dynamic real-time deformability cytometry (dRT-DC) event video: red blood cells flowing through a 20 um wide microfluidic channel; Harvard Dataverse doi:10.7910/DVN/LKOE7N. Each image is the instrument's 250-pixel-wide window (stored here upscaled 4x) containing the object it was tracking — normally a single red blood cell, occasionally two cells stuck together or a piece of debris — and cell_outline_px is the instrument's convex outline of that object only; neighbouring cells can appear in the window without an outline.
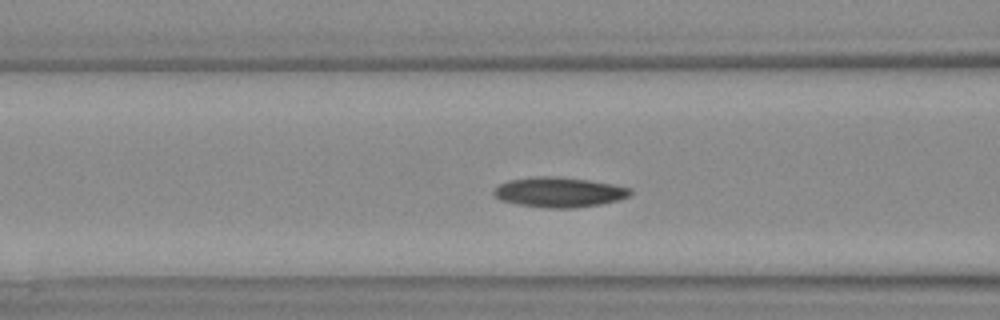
{"species": "Egyptian fruit bat (a non-hibernating species)", "species_latin": "Rousettus aegyptiacus", "temperature_condition": "warm", "stored_images_in_passage": 35, "camera_frame_rate_fps": 3000, "um_per_image_px": 0.085, "animal": {"sex": "female"}, "frame": {"image": 1, "passage_image": 11, "time_ms": 3.333, "image_size_px": [1000, 320], "cell_outline_px": [[632, 196], [620, 200], [600, 204], [576, 208], [544, 208], [516, 204], [500, 200], [492, 196], [492, 192], [500, 184], [508, 180], [532, 176], [560, 176], [588, 180], [612, 184], [632, 188]], "centroid_in_image_um": [47.52, 16.34], "position_along_channel_um": 119.1, "area_um2": 24.33}}
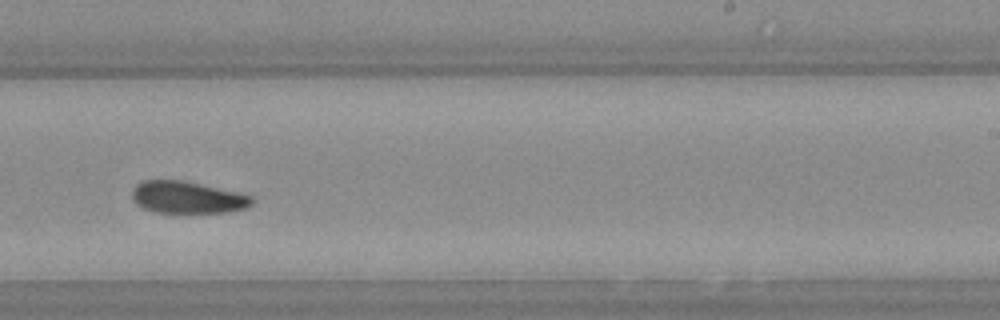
{"frame": {"image": 2, "passage_image": 20, "time_ms": 6.333, "image_size_px": [1000, 320], "cell_outline_px": [[256, 200], [248, 208], [224, 212], [156, 212], [144, 208], [136, 204], [132, 200], [132, 188], [136, 184], [144, 180], [180, 180], [200, 184], [236, 192], [252, 196]], "centroid_in_image_um": [15.91, 16.77], "position_along_channel_um": 273.1, "area_um2": 22.25}}